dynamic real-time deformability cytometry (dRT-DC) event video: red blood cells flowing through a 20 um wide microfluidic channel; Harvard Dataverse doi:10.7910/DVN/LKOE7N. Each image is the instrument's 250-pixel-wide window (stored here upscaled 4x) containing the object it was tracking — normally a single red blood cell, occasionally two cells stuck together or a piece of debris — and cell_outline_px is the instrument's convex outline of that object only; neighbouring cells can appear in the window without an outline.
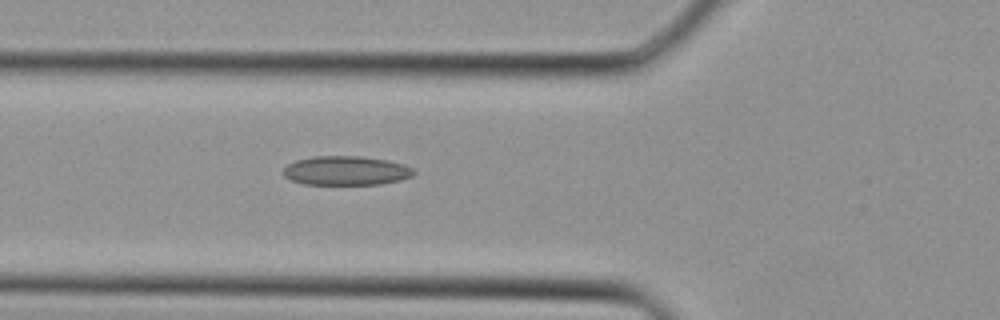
{"species": "Egyptian fruit bat (a non-hibernating species)", "species_latin": "Rousettus aegyptiacus", "temperature_condition": "cold", "stored_images_in_passage": 22, "camera_frame_rate_fps": 3000, "um_per_image_px": 0.085, "animal": {"sex": "female"}, "frame": {"image": 1, "passage_image": 2, "time_ms": 0.333, "image_size_px": [1000, 320], "cell_outline_px": [[416, 172], [412, 176], [400, 180], [380, 184], [304, 184], [292, 180], [284, 176], [284, 168], [288, 164], [296, 160], [312, 156], [360, 156], [388, 160], [404, 164], [412, 168]], "centroid_in_image_um": [29.43, 14.5], "position_along_channel_um": 96.4, "area_um2": 22.14}}
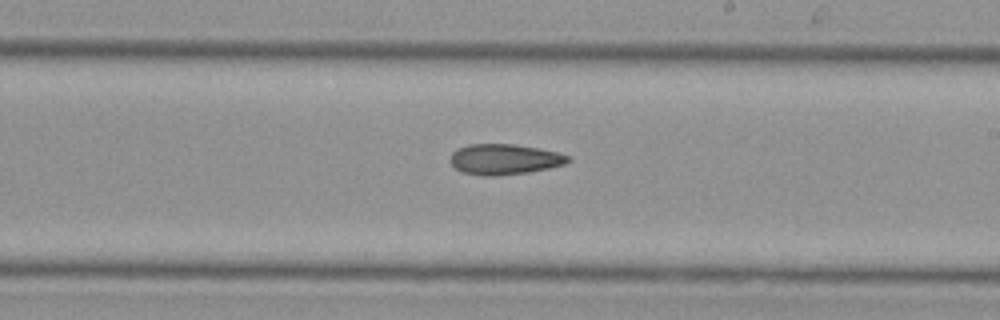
{"frame": {"image": 2, "passage_image": 10, "time_ms": 3.0, "image_size_px": [1000, 320], "cell_outline_px": [[572, 160], [564, 164], [548, 168], [528, 172], [492, 176], [484, 176], [460, 172], [448, 160], [452, 152], [468, 144], [516, 144], [556, 152], [572, 156]], "centroid_in_image_um": [42.86, 13.54], "position_along_channel_um": 246.1, "area_um2": 20.98}}
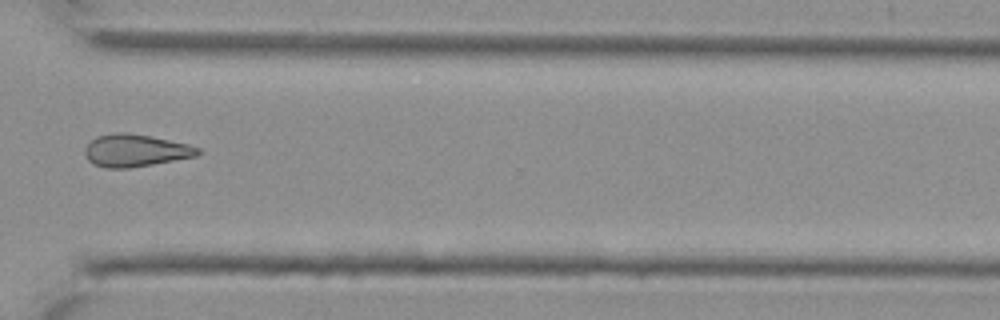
{"frame": {"image": 3, "passage_image": 16, "time_ms": 5.0, "image_size_px": [1000, 320], "cell_outline_px": [[204, 152], [196, 156], [152, 164], [128, 168], [104, 168], [92, 164], [88, 160], [84, 152], [84, 148], [96, 136], [116, 132], [124, 132], [152, 136], [188, 144], [200, 148]], "centroid_in_image_um": [11.51, 12.79], "position_along_channel_um": 359.1, "area_um2": 21.44}}